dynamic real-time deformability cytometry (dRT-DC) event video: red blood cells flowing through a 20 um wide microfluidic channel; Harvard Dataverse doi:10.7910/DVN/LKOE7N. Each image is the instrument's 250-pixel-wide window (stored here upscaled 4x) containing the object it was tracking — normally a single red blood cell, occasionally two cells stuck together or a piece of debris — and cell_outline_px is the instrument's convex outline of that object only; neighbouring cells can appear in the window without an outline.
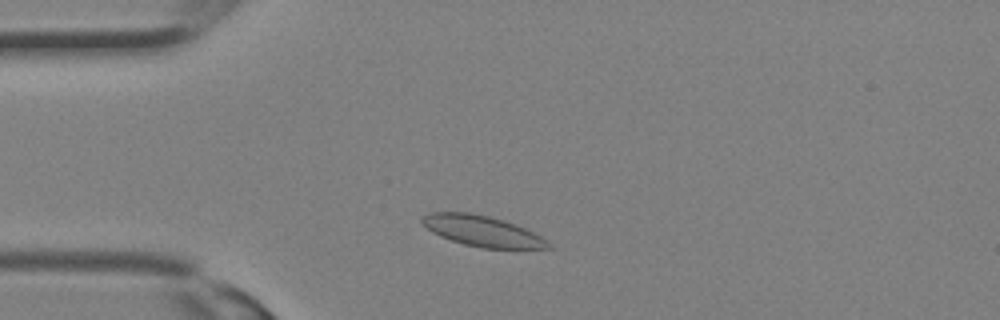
{"species": "Egyptian fruit bat (a non-hibernating species)", "species_latin": "Rousettus aegyptiacus", "temperature_condition": "room temperature", "stored_images_in_passage": 28, "camera_frame_rate_fps": 3000, "um_per_image_px": 0.085, "animal": {"sex": "female"}, "frame": {"image": 1, "passage_image": 4, "time_ms": 1.0, "image_size_px": [1000, 320], "cell_outline_px": [[552, 248], [480, 248], [464, 244], [440, 236], [432, 232], [420, 220], [420, 216], [428, 212], [468, 212], [488, 216], [504, 220], [516, 224], [540, 236]], "centroid_in_image_um": [40.92, 19.62], "position_along_channel_um": 44.1, "area_um2": 22.31}}
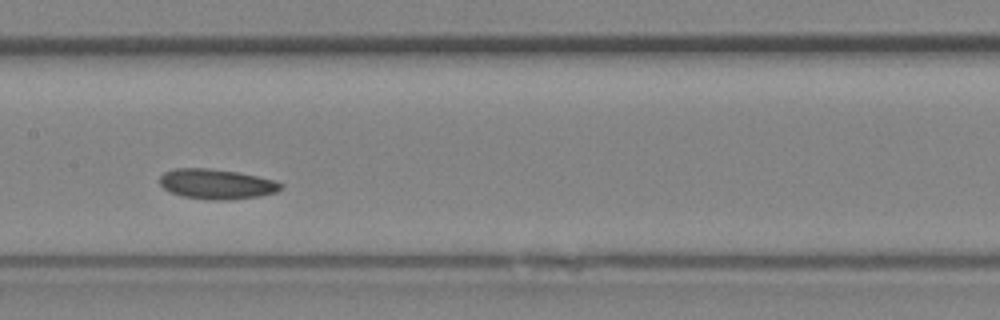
{"frame": {"image": 2, "passage_image": 12, "time_ms": 3.667, "image_size_px": [1000, 320], "cell_outline_px": [[284, 184], [276, 192], [260, 196], [224, 200], [212, 200], [180, 196], [164, 188], [160, 184], [160, 176], [164, 172], [176, 168], [208, 168], [236, 172], [276, 180]], "centroid_in_image_um": [18.4, 15.64], "position_along_channel_um": 189.0, "area_um2": 21.1}}
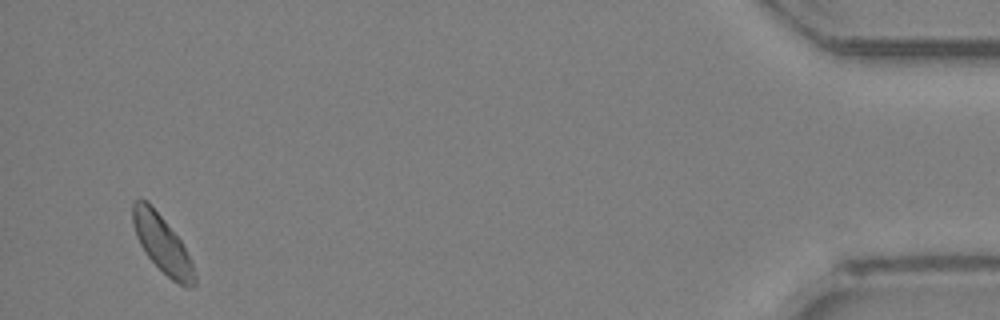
{"frame": {"image": 3, "passage_image": 27, "time_ms": 8.667, "image_size_px": [1000, 320], "cell_outline_px": [[196, 284], [192, 288], [184, 288], [172, 280], [148, 256], [140, 244], [136, 236], [132, 220], [132, 204], [136, 200], [144, 200], [164, 220], [180, 240], [192, 260], [196, 276]], "centroid_in_image_um": [13.83, 20.82], "position_along_channel_um": 421.4, "area_um2": 20.23}}